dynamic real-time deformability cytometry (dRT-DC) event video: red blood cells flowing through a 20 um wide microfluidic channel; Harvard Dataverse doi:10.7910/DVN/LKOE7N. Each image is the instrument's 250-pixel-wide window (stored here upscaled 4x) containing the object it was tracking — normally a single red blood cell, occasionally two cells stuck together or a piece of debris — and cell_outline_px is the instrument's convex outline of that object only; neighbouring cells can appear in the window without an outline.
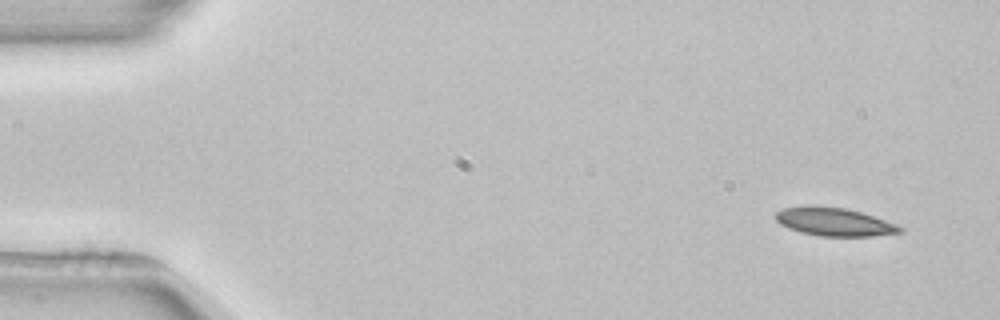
{"species": "common noctule bat (a hibernating species)", "species_latin": "Nyctalus noctula", "temperature_condition": "room temperature", "stored_images_in_passage": 4, "camera_frame_rate_fps": 3000, "um_per_image_px": 0.085, "animal": {"sex": "female", "body_mass_g": 22.7, "forearm_length_mm": 54.2}, "frame": {"image": 1, "passage_image": 1, "time_ms": 0.0, "image_size_px": [1000, 320], "cell_outline_px": [[904, 232], [872, 236], [820, 236], [800, 232], [788, 228], [780, 224], [776, 220], [776, 212], [784, 208], [844, 208], [860, 212], [896, 224], [904, 228]], "centroid_in_image_um": [70.97, 18.91], "position_along_channel_um": 14.0, "area_um2": 19.65}}
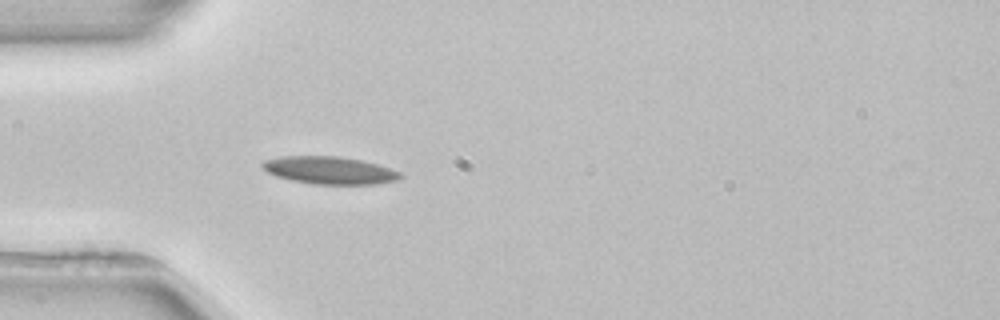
{"frame": {"image": 2, "passage_image": 4, "time_ms": 4.0, "image_size_px": [1000, 320], "cell_outline_px": [[404, 176], [396, 180], [376, 184], [312, 184], [292, 180], [276, 176], [268, 172], [260, 164], [264, 160], [280, 156], [340, 156], [360, 160], [376, 164], [400, 172]], "centroid_in_image_um": [27.99, 14.47], "position_along_channel_um": 57.0, "area_um2": 22.02}}